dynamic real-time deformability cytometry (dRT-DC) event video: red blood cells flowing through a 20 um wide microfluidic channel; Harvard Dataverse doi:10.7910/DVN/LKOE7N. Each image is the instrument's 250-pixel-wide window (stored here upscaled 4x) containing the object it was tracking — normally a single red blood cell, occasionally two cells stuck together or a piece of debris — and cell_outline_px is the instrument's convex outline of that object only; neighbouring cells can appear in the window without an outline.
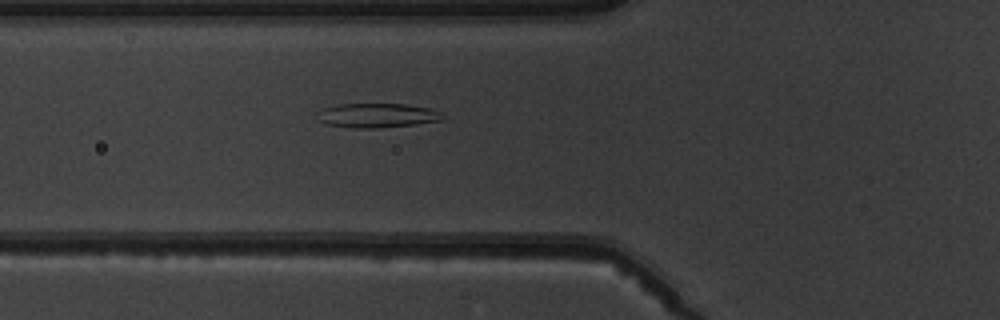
{"species": "common noctule bat (a hibernating species)", "species_latin": "Nyctalus noctula", "temperature_condition": "warm", "stored_images_in_passage": 5, "camera_frame_rate_fps": 3000, "um_per_image_px": 0.085, "animal": {"sex": "male", "body_mass_g": 19.5, "forearm_length_mm": 54.6}, "frame": {"image": 1, "passage_image": 5, "time_ms": 5.333, "image_size_px": [1000, 320], "cell_outline_px": [[444, 120], [416, 124], [380, 128], [356, 128], [328, 124], [316, 120], [320, 108], [336, 104], [408, 104], [428, 108], [440, 112], [444, 116]], "centroid_in_image_um": [32.04, 9.81], "position_along_channel_um": 93.8, "area_um2": 17.92}}